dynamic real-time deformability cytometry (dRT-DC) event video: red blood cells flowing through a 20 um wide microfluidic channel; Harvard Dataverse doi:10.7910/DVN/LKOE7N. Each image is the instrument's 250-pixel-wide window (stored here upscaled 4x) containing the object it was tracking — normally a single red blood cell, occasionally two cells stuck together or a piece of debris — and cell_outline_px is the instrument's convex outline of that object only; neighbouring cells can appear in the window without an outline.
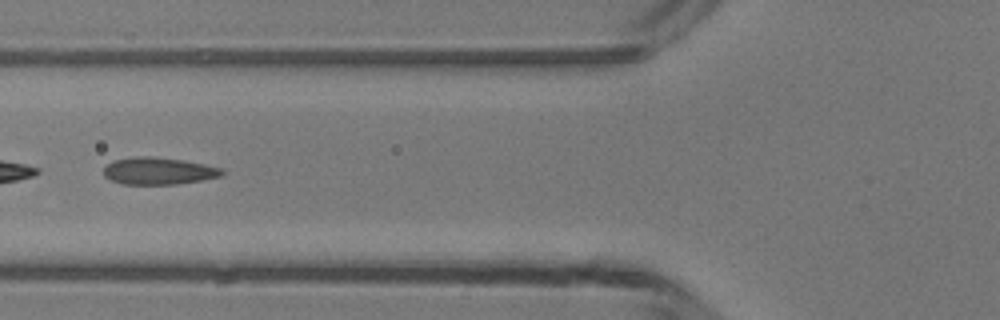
{"species": "common noctule bat (a hibernating species)", "species_latin": "Nyctalus noctula", "temperature_condition": "room temperature", "stored_images_in_passage": 48, "segment_of_instrument_passage": [2, 2], "camera_frame_rate_fps": 3000, "um_per_image_px": 0.085, "animal": {"sex": "male", "body_mass_g": 13.3}, "frame": {"image": 1, "passage_image": 19, "time_ms": 6.0, "image_size_px": [1000, 320], "cell_outline_px": [[224, 172], [220, 176], [200, 180], [176, 184], [124, 184], [112, 180], [104, 176], [104, 168], [112, 160], [136, 156], [156, 156], [184, 160], [224, 168]], "centroid_in_image_um": [13.47, 14.51], "position_along_channel_um": 112.3, "area_um2": 18.73}}
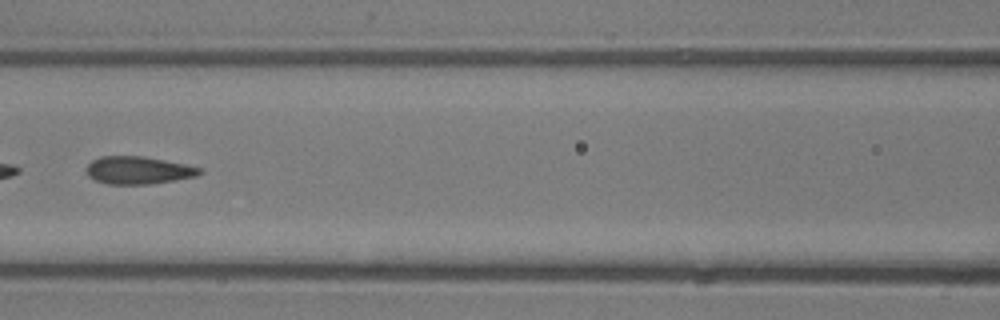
{"frame": {"image": 2, "passage_image": 22, "time_ms": 7.0, "image_size_px": [1000, 320], "cell_outline_px": [[204, 172], [196, 176], [148, 184], [108, 184], [96, 180], [88, 176], [88, 164], [92, 160], [100, 156], [144, 156], [204, 168]], "centroid_in_image_um": [11.78, 14.46], "position_along_channel_um": 154.8, "area_um2": 18.09}}